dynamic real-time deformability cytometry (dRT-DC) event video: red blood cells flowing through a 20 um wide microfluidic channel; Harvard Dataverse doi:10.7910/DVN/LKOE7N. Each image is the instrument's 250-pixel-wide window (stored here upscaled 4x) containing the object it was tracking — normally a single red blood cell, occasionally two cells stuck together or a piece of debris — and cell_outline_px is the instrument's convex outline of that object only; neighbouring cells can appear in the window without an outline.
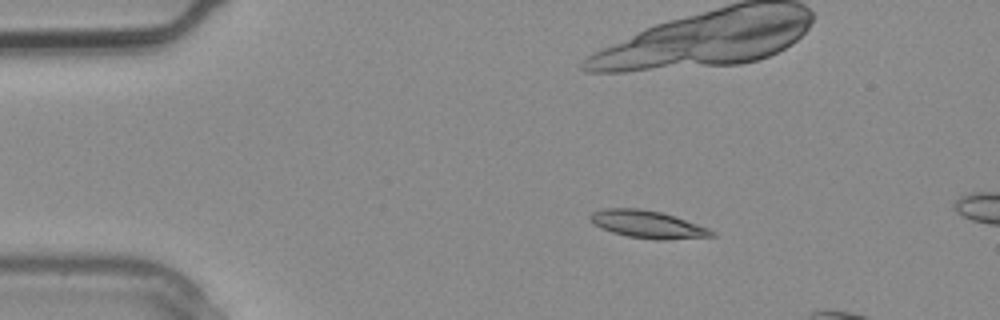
{"species": "common noctule bat (a hibernating species)", "species_latin": "Nyctalus noctula", "temperature_condition": "warm", "stored_images_in_passage": 3, "camera_frame_rate_fps": 3000, "um_per_image_px": 0.085, "animal": {"sex": "male", "body_mass_g": 20.4}, "frame": {"image": 1, "passage_image": 2, "time_ms": 0.333, "image_size_px": [1000, 320], "cell_outline_px": [[716, 236], [664, 240], [656, 240], [628, 236], [612, 232], [596, 224], [588, 216], [592, 212], [604, 208], [640, 208], [660, 212], [708, 228], [716, 232]], "centroid_in_image_um": [55.06, 19.07], "position_along_channel_um": 29.9, "area_um2": 19.13}}